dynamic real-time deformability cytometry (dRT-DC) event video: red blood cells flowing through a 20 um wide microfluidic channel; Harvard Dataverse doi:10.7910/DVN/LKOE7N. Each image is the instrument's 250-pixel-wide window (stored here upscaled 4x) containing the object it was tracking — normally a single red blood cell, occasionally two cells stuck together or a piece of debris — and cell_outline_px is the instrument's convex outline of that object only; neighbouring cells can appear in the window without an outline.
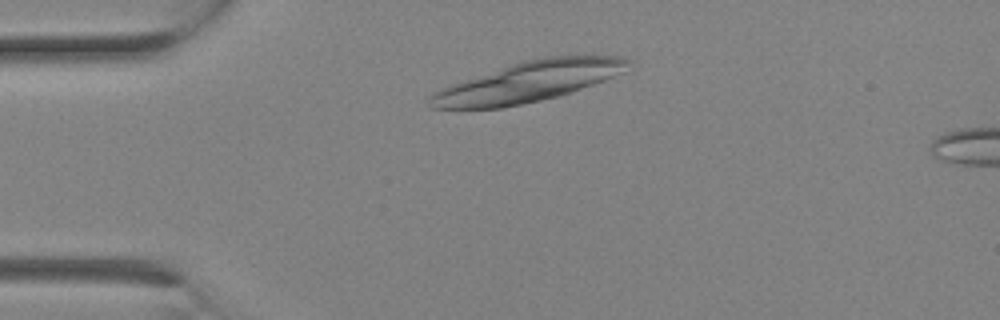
{"species": "Egyptian fruit bat (a non-hibernating species)", "species_latin": "Rousettus aegyptiacus", "temperature_condition": "room temperature", "stored_images_in_passage": 3, "camera_frame_rate_fps": 3000, "um_per_image_px": 0.085, "animal": {"sex": "female"}, "frame": {"image": 1, "passage_image": 1, "time_ms": 0.0, "image_size_px": [1000, 320], "cell_outline_px": [[632, 64], [624, 72], [604, 80], [560, 96], [500, 108], [432, 108], [428, 104], [428, 96], [432, 92], [512, 64], [524, 60], [544, 56], [620, 56], [632, 60]], "centroid_in_image_um": [44.97, 6.94], "position_along_channel_um": 40.0, "area_um2": 45.89}}